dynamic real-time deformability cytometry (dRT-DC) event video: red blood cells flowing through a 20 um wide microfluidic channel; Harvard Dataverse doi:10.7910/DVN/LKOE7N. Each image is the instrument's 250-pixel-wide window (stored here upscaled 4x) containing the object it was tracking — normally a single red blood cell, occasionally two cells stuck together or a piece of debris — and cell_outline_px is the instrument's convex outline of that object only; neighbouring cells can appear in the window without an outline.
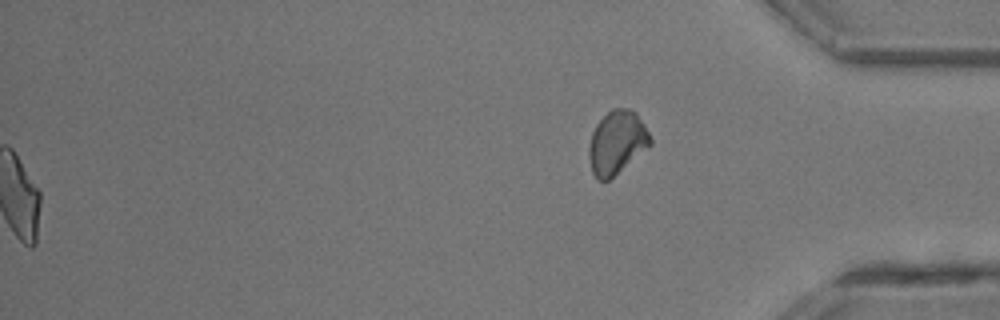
{"species": "common noctule bat (a hibernating species)", "species_latin": "Nyctalus noctula", "temperature_condition": "room temperature", "stored_images_in_passage": 32, "segment_of_instrument_passage": [2, 2], "camera_frame_rate_fps": 3000, "um_per_image_px": 0.085, "animal": {"sex": "male", "body_mass_g": 13.3}, "frame": {"image": 1, "passage_image": 32, "time_ms": 10.333, "image_size_px": [1000, 320], "cell_outline_px": [[652, 144], [608, 180], [596, 180], [592, 172], [588, 152], [592, 132], [596, 124], [612, 108], [628, 108], [636, 112], [648, 132], [652, 140]], "centroid_in_image_um": [52.42, 12.1], "position_along_channel_um": 382.8, "area_um2": 22.31}}